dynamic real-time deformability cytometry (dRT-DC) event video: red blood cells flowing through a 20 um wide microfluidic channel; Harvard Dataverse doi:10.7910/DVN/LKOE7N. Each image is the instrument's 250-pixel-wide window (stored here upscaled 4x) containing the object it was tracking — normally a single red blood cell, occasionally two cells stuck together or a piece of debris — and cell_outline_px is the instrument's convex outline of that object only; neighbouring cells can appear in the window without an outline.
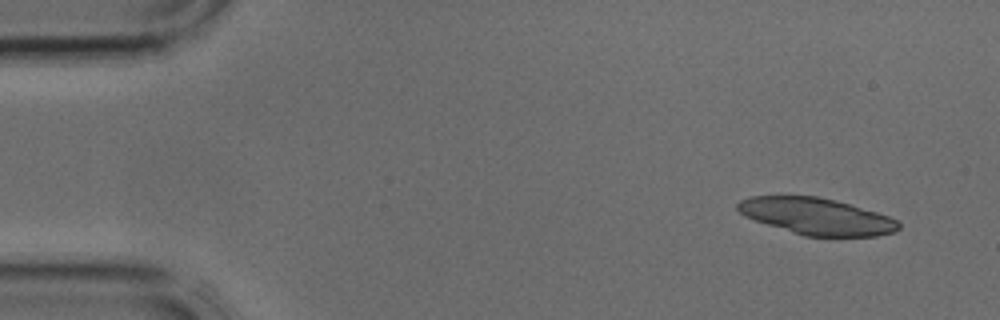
{"species": "common noctule bat (a hibernating species)", "species_latin": "Nyctalus noctula", "temperature_condition": "cold", "stored_images_in_passage": 3, "camera_frame_rate_fps": 3000, "um_per_image_px": 0.085, "animal": {"sex": "male", "body_mass_g": 17.9, "forearm_length_mm": 54.2}, "frame": {"image": 1, "passage_image": 3, "time_ms": 0.667, "image_size_px": [1000, 320], "cell_outline_px": [[900, 228], [896, 232], [876, 236], [804, 236], [744, 216], [736, 208], [736, 204], [740, 200], [752, 196], [816, 196], [836, 200], [876, 212], [888, 216], [896, 220], [900, 224]], "centroid_in_image_um": [69.42, 18.38], "position_along_channel_um": 15.6, "area_um2": 34.1}}